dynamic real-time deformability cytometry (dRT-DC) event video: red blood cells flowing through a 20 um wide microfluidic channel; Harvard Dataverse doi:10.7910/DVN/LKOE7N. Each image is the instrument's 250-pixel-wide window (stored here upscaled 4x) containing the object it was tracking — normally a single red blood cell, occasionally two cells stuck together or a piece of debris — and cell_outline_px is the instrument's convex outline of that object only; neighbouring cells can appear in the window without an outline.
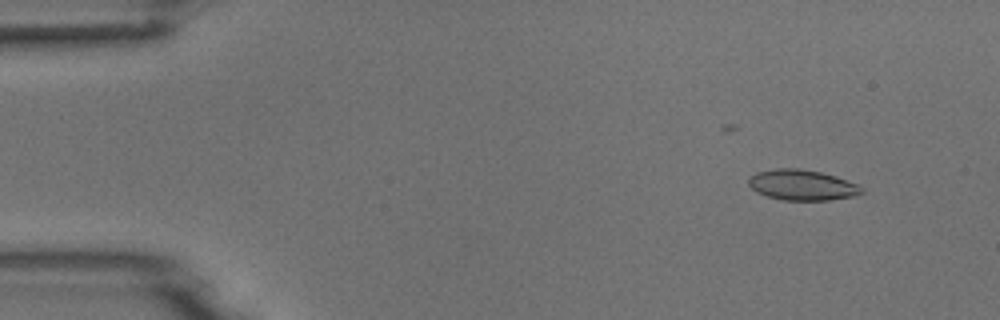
{"species": "common noctule bat (a hibernating species)", "species_latin": "Nyctalus noctula", "temperature_condition": "room temperature", "stored_images_in_passage": 4, "camera_frame_rate_fps": 3000, "um_per_image_px": 0.085, "animal": {"sex": "male", "body_mass_g": 18.8}, "frame": {"image": 1, "passage_image": 1, "time_ms": 0.0, "image_size_px": [1000, 320], "cell_outline_px": [[864, 192], [856, 196], [828, 200], [780, 200], [756, 192], [748, 184], [748, 180], [756, 172], [776, 168], [796, 168], [820, 172], [836, 176], [856, 184], [864, 188]], "centroid_in_image_um": [68.19, 15.73], "position_along_channel_um": 16.8, "area_um2": 20.11}}